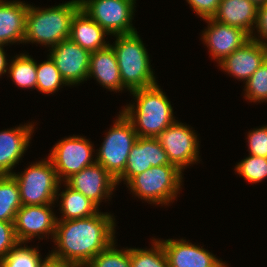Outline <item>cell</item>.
<instances>
[{
	"instance_id": "1",
	"label": "cell",
	"mask_w": 267,
	"mask_h": 267,
	"mask_svg": "<svg viewBox=\"0 0 267 267\" xmlns=\"http://www.w3.org/2000/svg\"><path fill=\"white\" fill-rule=\"evenodd\" d=\"M115 216L101 212L81 219L57 220L50 256L85 267L99 252L116 241Z\"/></svg>"
},
{
	"instance_id": "2",
	"label": "cell",
	"mask_w": 267,
	"mask_h": 267,
	"mask_svg": "<svg viewBox=\"0 0 267 267\" xmlns=\"http://www.w3.org/2000/svg\"><path fill=\"white\" fill-rule=\"evenodd\" d=\"M160 87L157 83L131 91L133 102L120 109L138 137L156 138L176 120L171 101Z\"/></svg>"
},
{
	"instance_id": "3",
	"label": "cell",
	"mask_w": 267,
	"mask_h": 267,
	"mask_svg": "<svg viewBox=\"0 0 267 267\" xmlns=\"http://www.w3.org/2000/svg\"><path fill=\"white\" fill-rule=\"evenodd\" d=\"M81 8L80 0H70L52 7L28 5L23 44H40L51 47L70 38L71 23Z\"/></svg>"
},
{
	"instance_id": "4",
	"label": "cell",
	"mask_w": 267,
	"mask_h": 267,
	"mask_svg": "<svg viewBox=\"0 0 267 267\" xmlns=\"http://www.w3.org/2000/svg\"><path fill=\"white\" fill-rule=\"evenodd\" d=\"M113 37L116 40L110 46L115 52L122 84L127 91L157 84L146 45L138 32Z\"/></svg>"
},
{
	"instance_id": "5",
	"label": "cell",
	"mask_w": 267,
	"mask_h": 267,
	"mask_svg": "<svg viewBox=\"0 0 267 267\" xmlns=\"http://www.w3.org/2000/svg\"><path fill=\"white\" fill-rule=\"evenodd\" d=\"M184 173L175 165L151 167L134 176L127 184L134 197L148 204L169 206L180 194Z\"/></svg>"
},
{
	"instance_id": "6",
	"label": "cell",
	"mask_w": 267,
	"mask_h": 267,
	"mask_svg": "<svg viewBox=\"0 0 267 267\" xmlns=\"http://www.w3.org/2000/svg\"><path fill=\"white\" fill-rule=\"evenodd\" d=\"M11 176L17 181L22 205H47L56 203L60 181L50 159L31 164L24 171Z\"/></svg>"
},
{
	"instance_id": "7",
	"label": "cell",
	"mask_w": 267,
	"mask_h": 267,
	"mask_svg": "<svg viewBox=\"0 0 267 267\" xmlns=\"http://www.w3.org/2000/svg\"><path fill=\"white\" fill-rule=\"evenodd\" d=\"M117 115L99 149H96V162L115 180L124 172L129 153L138 139L132 123L121 111Z\"/></svg>"
},
{
	"instance_id": "8",
	"label": "cell",
	"mask_w": 267,
	"mask_h": 267,
	"mask_svg": "<svg viewBox=\"0 0 267 267\" xmlns=\"http://www.w3.org/2000/svg\"><path fill=\"white\" fill-rule=\"evenodd\" d=\"M94 144L84 136L65 137L50 150L48 158L56 170L60 182L96 162Z\"/></svg>"
},
{
	"instance_id": "9",
	"label": "cell",
	"mask_w": 267,
	"mask_h": 267,
	"mask_svg": "<svg viewBox=\"0 0 267 267\" xmlns=\"http://www.w3.org/2000/svg\"><path fill=\"white\" fill-rule=\"evenodd\" d=\"M136 0H80V6L110 36L136 32Z\"/></svg>"
},
{
	"instance_id": "10",
	"label": "cell",
	"mask_w": 267,
	"mask_h": 267,
	"mask_svg": "<svg viewBox=\"0 0 267 267\" xmlns=\"http://www.w3.org/2000/svg\"><path fill=\"white\" fill-rule=\"evenodd\" d=\"M156 138L168 155L170 163L180 171L184 172L189 165L200 163L199 135L186 123L176 119Z\"/></svg>"
},
{
	"instance_id": "11",
	"label": "cell",
	"mask_w": 267,
	"mask_h": 267,
	"mask_svg": "<svg viewBox=\"0 0 267 267\" xmlns=\"http://www.w3.org/2000/svg\"><path fill=\"white\" fill-rule=\"evenodd\" d=\"M54 205L56 204L22 205L14 220L15 234L19 243H29L34 238L52 239L53 242L57 224Z\"/></svg>"
},
{
	"instance_id": "12",
	"label": "cell",
	"mask_w": 267,
	"mask_h": 267,
	"mask_svg": "<svg viewBox=\"0 0 267 267\" xmlns=\"http://www.w3.org/2000/svg\"><path fill=\"white\" fill-rule=\"evenodd\" d=\"M49 56L69 87L79 86L88 80L90 52L70 38L51 47Z\"/></svg>"
},
{
	"instance_id": "13",
	"label": "cell",
	"mask_w": 267,
	"mask_h": 267,
	"mask_svg": "<svg viewBox=\"0 0 267 267\" xmlns=\"http://www.w3.org/2000/svg\"><path fill=\"white\" fill-rule=\"evenodd\" d=\"M65 183L73 190L81 192L98 207L100 203L110 201L118 187L111 174L97 162L73 174Z\"/></svg>"
},
{
	"instance_id": "14",
	"label": "cell",
	"mask_w": 267,
	"mask_h": 267,
	"mask_svg": "<svg viewBox=\"0 0 267 267\" xmlns=\"http://www.w3.org/2000/svg\"><path fill=\"white\" fill-rule=\"evenodd\" d=\"M204 21L208 25L201 32V40L203 45L207 46L209 57L217 64L251 39L250 35L240 28L220 23L213 18Z\"/></svg>"
},
{
	"instance_id": "15",
	"label": "cell",
	"mask_w": 267,
	"mask_h": 267,
	"mask_svg": "<svg viewBox=\"0 0 267 267\" xmlns=\"http://www.w3.org/2000/svg\"><path fill=\"white\" fill-rule=\"evenodd\" d=\"M166 253L169 267H229L209 250L189 240L159 239Z\"/></svg>"
},
{
	"instance_id": "16",
	"label": "cell",
	"mask_w": 267,
	"mask_h": 267,
	"mask_svg": "<svg viewBox=\"0 0 267 267\" xmlns=\"http://www.w3.org/2000/svg\"><path fill=\"white\" fill-rule=\"evenodd\" d=\"M173 165L157 138L138 137L132 147L124 172L116 179L117 186L127 184L134 176L151 167Z\"/></svg>"
},
{
	"instance_id": "17",
	"label": "cell",
	"mask_w": 267,
	"mask_h": 267,
	"mask_svg": "<svg viewBox=\"0 0 267 267\" xmlns=\"http://www.w3.org/2000/svg\"><path fill=\"white\" fill-rule=\"evenodd\" d=\"M34 126V122H28L15 128L0 130V176L14 173L13 168L19 165L30 146Z\"/></svg>"
},
{
	"instance_id": "18",
	"label": "cell",
	"mask_w": 267,
	"mask_h": 267,
	"mask_svg": "<svg viewBox=\"0 0 267 267\" xmlns=\"http://www.w3.org/2000/svg\"><path fill=\"white\" fill-rule=\"evenodd\" d=\"M267 58V49L250 39L218 63V67L238 81L246 82Z\"/></svg>"
},
{
	"instance_id": "19",
	"label": "cell",
	"mask_w": 267,
	"mask_h": 267,
	"mask_svg": "<svg viewBox=\"0 0 267 267\" xmlns=\"http://www.w3.org/2000/svg\"><path fill=\"white\" fill-rule=\"evenodd\" d=\"M28 2L0 0V45L23 44Z\"/></svg>"
},
{
	"instance_id": "20",
	"label": "cell",
	"mask_w": 267,
	"mask_h": 267,
	"mask_svg": "<svg viewBox=\"0 0 267 267\" xmlns=\"http://www.w3.org/2000/svg\"><path fill=\"white\" fill-rule=\"evenodd\" d=\"M91 78L110 92L127 91L122 84L117 58L110 45L90 53L88 80Z\"/></svg>"
},
{
	"instance_id": "21",
	"label": "cell",
	"mask_w": 267,
	"mask_h": 267,
	"mask_svg": "<svg viewBox=\"0 0 267 267\" xmlns=\"http://www.w3.org/2000/svg\"><path fill=\"white\" fill-rule=\"evenodd\" d=\"M108 35L109 34L81 8L75 13L71 23L70 39L80 47L88 50L90 53L104 49L110 45L109 41L107 42V40H105Z\"/></svg>"
},
{
	"instance_id": "22",
	"label": "cell",
	"mask_w": 267,
	"mask_h": 267,
	"mask_svg": "<svg viewBox=\"0 0 267 267\" xmlns=\"http://www.w3.org/2000/svg\"><path fill=\"white\" fill-rule=\"evenodd\" d=\"M212 18L240 28L251 36L257 21V7L249 0H221Z\"/></svg>"
},
{
	"instance_id": "23",
	"label": "cell",
	"mask_w": 267,
	"mask_h": 267,
	"mask_svg": "<svg viewBox=\"0 0 267 267\" xmlns=\"http://www.w3.org/2000/svg\"><path fill=\"white\" fill-rule=\"evenodd\" d=\"M61 184L65 187L62 191L60 190L62 189ZM59 199L60 201L58 202ZM56 203L62 214L60 218L57 216V220L88 218L100 211L95 203L86 198L81 192L73 190L65 182H60L58 186Z\"/></svg>"
},
{
	"instance_id": "24",
	"label": "cell",
	"mask_w": 267,
	"mask_h": 267,
	"mask_svg": "<svg viewBox=\"0 0 267 267\" xmlns=\"http://www.w3.org/2000/svg\"><path fill=\"white\" fill-rule=\"evenodd\" d=\"M13 58V59H12ZM10 59L8 77L20 89H36L37 61L25 53L16 54Z\"/></svg>"
},
{
	"instance_id": "25",
	"label": "cell",
	"mask_w": 267,
	"mask_h": 267,
	"mask_svg": "<svg viewBox=\"0 0 267 267\" xmlns=\"http://www.w3.org/2000/svg\"><path fill=\"white\" fill-rule=\"evenodd\" d=\"M22 207L17 181L11 175L0 176V221L14 222Z\"/></svg>"
},
{
	"instance_id": "26",
	"label": "cell",
	"mask_w": 267,
	"mask_h": 267,
	"mask_svg": "<svg viewBox=\"0 0 267 267\" xmlns=\"http://www.w3.org/2000/svg\"><path fill=\"white\" fill-rule=\"evenodd\" d=\"M28 243H18L1 261L0 267H42L50 256H41L39 247H30ZM43 258V259H42Z\"/></svg>"
},
{
	"instance_id": "27",
	"label": "cell",
	"mask_w": 267,
	"mask_h": 267,
	"mask_svg": "<svg viewBox=\"0 0 267 267\" xmlns=\"http://www.w3.org/2000/svg\"><path fill=\"white\" fill-rule=\"evenodd\" d=\"M47 56V60H44L41 63H37L36 90L46 95H54V93L59 91L60 88L69 85L62 78L51 57L48 54Z\"/></svg>"
},
{
	"instance_id": "28",
	"label": "cell",
	"mask_w": 267,
	"mask_h": 267,
	"mask_svg": "<svg viewBox=\"0 0 267 267\" xmlns=\"http://www.w3.org/2000/svg\"><path fill=\"white\" fill-rule=\"evenodd\" d=\"M151 248L131 247V267H169L161 242L153 238Z\"/></svg>"
},
{
	"instance_id": "29",
	"label": "cell",
	"mask_w": 267,
	"mask_h": 267,
	"mask_svg": "<svg viewBox=\"0 0 267 267\" xmlns=\"http://www.w3.org/2000/svg\"><path fill=\"white\" fill-rule=\"evenodd\" d=\"M116 244L99 252L85 267H131V247L118 249Z\"/></svg>"
},
{
	"instance_id": "30",
	"label": "cell",
	"mask_w": 267,
	"mask_h": 267,
	"mask_svg": "<svg viewBox=\"0 0 267 267\" xmlns=\"http://www.w3.org/2000/svg\"><path fill=\"white\" fill-rule=\"evenodd\" d=\"M234 171L248 183H261L267 179V158L249 154L236 164Z\"/></svg>"
},
{
	"instance_id": "31",
	"label": "cell",
	"mask_w": 267,
	"mask_h": 267,
	"mask_svg": "<svg viewBox=\"0 0 267 267\" xmlns=\"http://www.w3.org/2000/svg\"><path fill=\"white\" fill-rule=\"evenodd\" d=\"M244 84L243 93L246 101L267 102V58Z\"/></svg>"
},
{
	"instance_id": "32",
	"label": "cell",
	"mask_w": 267,
	"mask_h": 267,
	"mask_svg": "<svg viewBox=\"0 0 267 267\" xmlns=\"http://www.w3.org/2000/svg\"><path fill=\"white\" fill-rule=\"evenodd\" d=\"M246 136L249 154L267 158V125L253 128Z\"/></svg>"
},
{
	"instance_id": "33",
	"label": "cell",
	"mask_w": 267,
	"mask_h": 267,
	"mask_svg": "<svg viewBox=\"0 0 267 267\" xmlns=\"http://www.w3.org/2000/svg\"><path fill=\"white\" fill-rule=\"evenodd\" d=\"M19 243L14 222L0 221V261Z\"/></svg>"
},
{
	"instance_id": "34",
	"label": "cell",
	"mask_w": 267,
	"mask_h": 267,
	"mask_svg": "<svg viewBox=\"0 0 267 267\" xmlns=\"http://www.w3.org/2000/svg\"><path fill=\"white\" fill-rule=\"evenodd\" d=\"M220 1L221 0H186L194 13L203 20L212 18L216 14Z\"/></svg>"
},
{
	"instance_id": "35",
	"label": "cell",
	"mask_w": 267,
	"mask_h": 267,
	"mask_svg": "<svg viewBox=\"0 0 267 267\" xmlns=\"http://www.w3.org/2000/svg\"><path fill=\"white\" fill-rule=\"evenodd\" d=\"M250 38L261 43L267 49V4L257 8V21Z\"/></svg>"
},
{
	"instance_id": "36",
	"label": "cell",
	"mask_w": 267,
	"mask_h": 267,
	"mask_svg": "<svg viewBox=\"0 0 267 267\" xmlns=\"http://www.w3.org/2000/svg\"><path fill=\"white\" fill-rule=\"evenodd\" d=\"M4 45H0V77L8 73L9 61L7 58V53L4 50Z\"/></svg>"
},
{
	"instance_id": "37",
	"label": "cell",
	"mask_w": 267,
	"mask_h": 267,
	"mask_svg": "<svg viewBox=\"0 0 267 267\" xmlns=\"http://www.w3.org/2000/svg\"><path fill=\"white\" fill-rule=\"evenodd\" d=\"M42 267H79V266L72 263H67L61 260H57L49 256L42 265Z\"/></svg>"
},
{
	"instance_id": "38",
	"label": "cell",
	"mask_w": 267,
	"mask_h": 267,
	"mask_svg": "<svg viewBox=\"0 0 267 267\" xmlns=\"http://www.w3.org/2000/svg\"><path fill=\"white\" fill-rule=\"evenodd\" d=\"M252 2L257 8L263 7L267 4V0H249Z\"/></svg>"
}]
</instances>
